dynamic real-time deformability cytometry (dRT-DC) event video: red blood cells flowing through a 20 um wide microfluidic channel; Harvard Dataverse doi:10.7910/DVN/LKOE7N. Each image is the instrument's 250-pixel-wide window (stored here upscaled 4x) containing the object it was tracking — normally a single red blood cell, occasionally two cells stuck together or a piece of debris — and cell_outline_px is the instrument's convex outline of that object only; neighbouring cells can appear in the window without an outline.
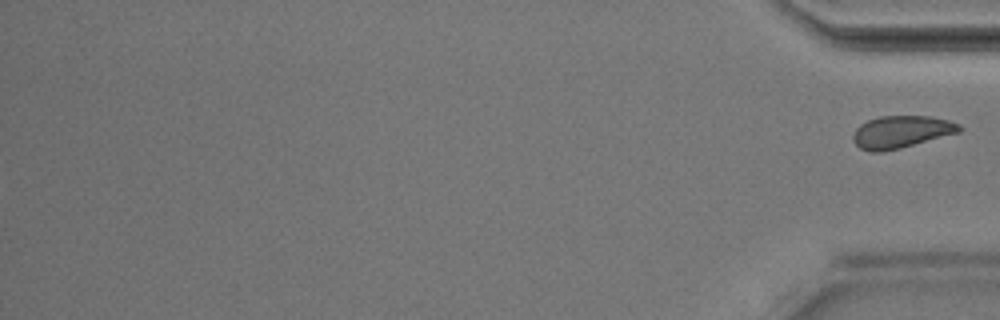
{"species": "Egyptian fruit bat (a non-hibernating species)", "species_latin": "Rousettus aegyptiacus", "temperature_condition": "room temperature", "stored_images_in_passage": 42, "segment_of_instrument_passage": [2, 2], "camera_frame_rate_fps": 3000, "um_per_image_px": 0.085, "animal": {"sex": "male"}, "frame": {"image": 1, "passage_image": 42, "time_ms": 13.667, "image_size_px": [1000, 320], "cell_outline_px": [[964, 128], [960, 132], [900, 148], [880, 152], [868, 152], [860, 148], [852, 140], [852, 136], [856, 128], [860, 124], [868, 120], [880, 116], [932, 116], [948, 120], [960, 124]], "centroid_in_image_um": [76.6, 11.21], "position_along_channel_um": 358.6, "area_um2": 20.11}}